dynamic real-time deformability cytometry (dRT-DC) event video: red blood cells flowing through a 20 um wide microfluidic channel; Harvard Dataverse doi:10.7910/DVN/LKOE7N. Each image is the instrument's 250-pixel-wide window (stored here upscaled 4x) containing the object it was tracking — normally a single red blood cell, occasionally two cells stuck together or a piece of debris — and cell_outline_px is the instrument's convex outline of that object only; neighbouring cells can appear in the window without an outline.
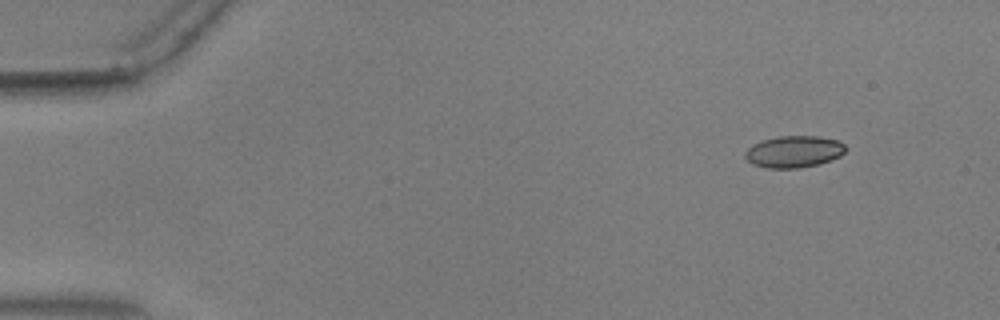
{"species": "common noctule bat (a hibernating species)", "species_latin": "Nyctalus noctula", "temperature_condition": "warm", "stored_images_in_passage": 56, "camera_frame_rate_fps": 3000, "um_per_image_px": 0.085, "animal": {"sex": "male", "body_mass_g": 17.9, "forearm_length_mm": 54.2}, "frame": {"image": 1, "passage_image": 6, "time_ms": 1.667, "image_size_px": [1000, 320], "cell_outline_px": [[848, 148], [840, 156], [832, 160], [820, 164], [800, 168], [768, 168], [752, 164], [744, 156], [744, 152], [752, 144], [776, 136], [816, 136], [840, 140]], "centroid_in_image_um": [67.51, 12.89], "position_along_channel_um": 17.5, "area_um2": 18.84}}
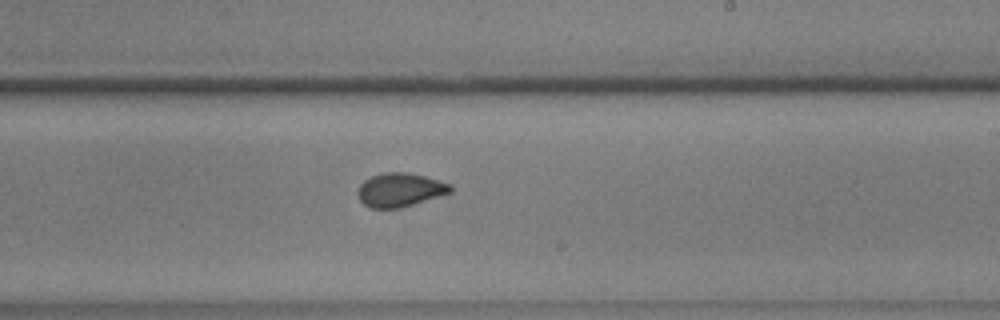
{"frame": {"image": 2, "passage_image": 34, "time_ms": 11.0, "image_size_px": [1000, 320], "cell_outline_px": [[452, 192], [400, 208], [372, 208], [364, 204], [360, 200], [356, 192], [360, 184], [364, 180], [372, 176], [384, 172], [408, 172], [424, 176], [452, 184]], "centroid_in_image_um": [33.99, 16.13], "position_along_channel_um": 255.0, "area_um2": 18.21}}
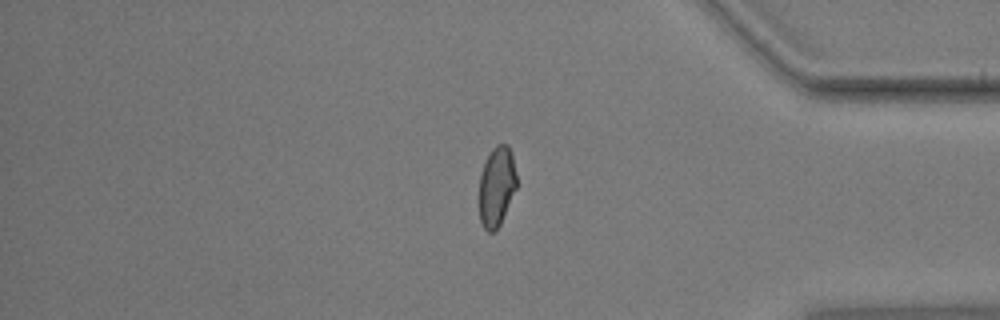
{"frame": {"image": 3, "passage_image": 47, "time_ms": 15.333, "image_size_px": [1000, 320], "cell_outline_px": [[516, 188], [500, 224], [496, 232], [488, 232], [484, 228], [480, 220], [480, 172], [492, 148], [496, 144], [508, 144], [512, 152], [516, 172]], "centroid_in_image_um": [42.22, 15.83], "position_along_channel_um": 393.0, "area_um2": 17.4}, "authors_computed_cell_mechanics": {"area_um2": 18.3226, "velocity_mm_per_s": 3.6715, "shape_relaxation_time_tau1_ms": 5.2431, "shape_relaxation_time_tau2_ms": 0.8971, "deformation_change_tau1": 0.1232, "deformation_change_tau2": 0.0463}}